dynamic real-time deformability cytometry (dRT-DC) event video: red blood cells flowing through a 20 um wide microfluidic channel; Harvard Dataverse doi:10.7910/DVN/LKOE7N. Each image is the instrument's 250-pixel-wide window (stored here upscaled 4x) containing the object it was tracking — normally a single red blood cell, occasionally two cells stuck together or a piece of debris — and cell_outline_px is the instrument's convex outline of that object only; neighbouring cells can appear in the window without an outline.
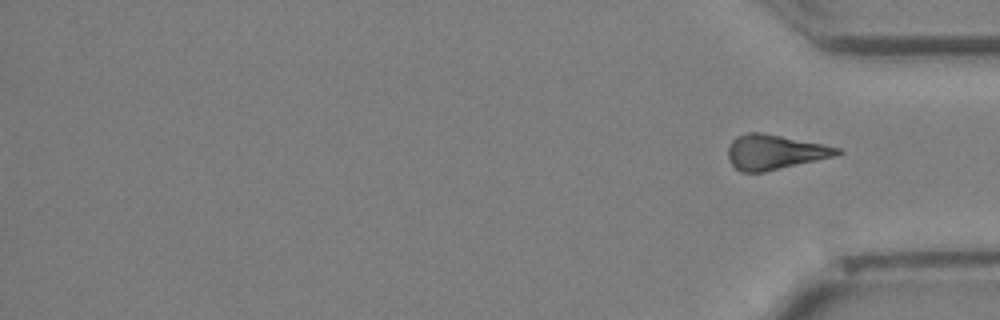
{"species": "Egyptian fruit bat (a non-hibernating species)", "species_latin": "Rousettus aegyptiacus", "temperature_condition": "cold", "stored_images_in_passage": 32, "segment_of_instrument_passage": [2, 2], "camera_frame_rate_fps": 3000, "um_per_image_px": 0.085, "animal": {"sex": "female"}, "frame": {"image": 1, "passage_image": 32, "time_ms": 10.333, "image_size_px": [1000, 320], "cell_outline_px": [[844, 152], [832, 156], [816, 160], [764, 172], [740, 172], [728, 160], [728, 148], [732, 140], [736, 136], [748, 132], [760, 132], [824, 144], [840, 148]], "centroid_in_image_um": [65.81, 12.92], "position_along_channel_um": 369.4, "area_um2": 21.96}}